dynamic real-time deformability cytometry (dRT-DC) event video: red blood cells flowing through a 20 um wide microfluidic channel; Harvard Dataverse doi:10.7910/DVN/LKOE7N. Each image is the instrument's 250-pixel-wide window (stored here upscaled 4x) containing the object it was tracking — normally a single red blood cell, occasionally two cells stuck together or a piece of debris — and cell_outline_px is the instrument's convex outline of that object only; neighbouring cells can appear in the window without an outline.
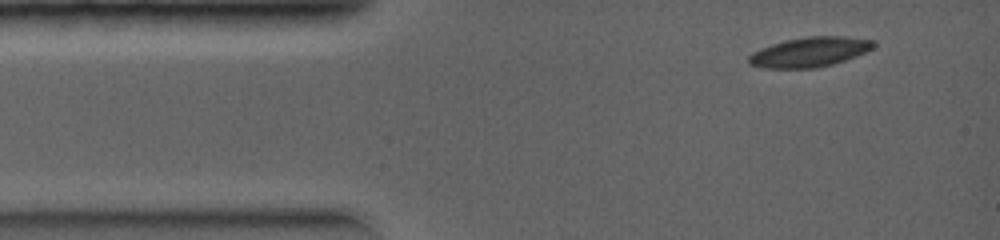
{"species": "common noctule bat (a hibernating species)", "species_latin": "Nyctalus noctula", "temperature_condition": "warm", "stored_images_in_passage": 3, "camera_frame_rate_fps": 5000, "um_per_image_px": 0.085, "animal": {"sex": "female", "body_mass_g": 19.0, "forearm_length_mm": 56.7}, "frame": {"image": 1, "passage_image": 1, "time_ms": 0.0, "image_size_px": [1000, 240], "cell_outline_px": [[876, 44], [872, 48], [856, 56], [832, 64], [816, 68], [760, 68], [748, 64], [748, 56], [752, 52], [760, 48], [784, 40], [808, 36], [844, 36], [872, 40]], "centroid_in_image_um": [68.76, 4.42], "position_along_channel_um": 16.2, "area_um2": 21.68}}
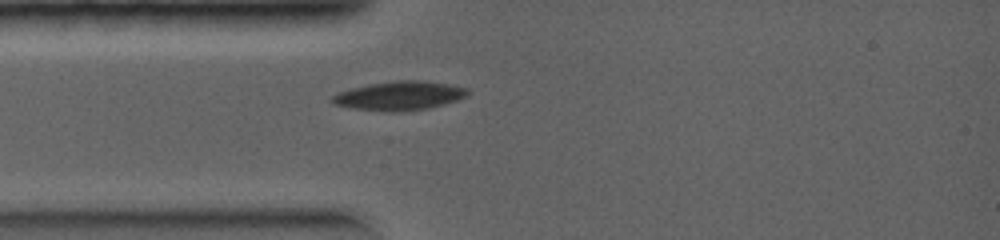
{"frame": {"image": 2, "passage_image": 3, "time_ms": 1.4, "image_size_px": [1000, 240], "cell_outline_px": [[468, 96], [444, 104], [428, 108], [400, 112], [384, 112], [352, 108], [332, 104], [328, 100], [332, 96], [340, 92], [352, 88], [368, 84], [396, 80], [416, 80], [448, 84], [468, 88]], "centroid_in_image_um": [33.91, 8.15], "position_along_channel_um": 51.1, "area_um2": 22.95}}